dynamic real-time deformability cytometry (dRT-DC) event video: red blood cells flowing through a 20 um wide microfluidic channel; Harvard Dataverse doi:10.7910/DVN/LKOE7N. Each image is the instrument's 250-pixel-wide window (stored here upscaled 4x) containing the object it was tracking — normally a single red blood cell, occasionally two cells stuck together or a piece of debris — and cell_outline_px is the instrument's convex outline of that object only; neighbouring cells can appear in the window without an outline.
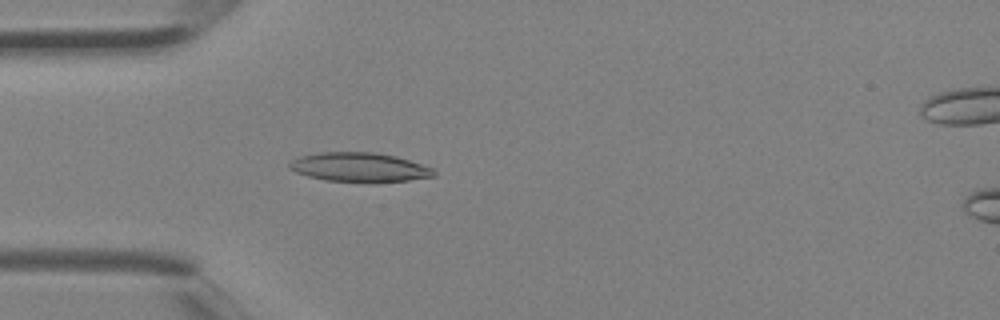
{"species": "Egyptian fruit bat (a non-hibernating species)", "species_latin": "Rousettus aegyptiacus", "temperature_condition": "room temperature", "stored_images_in_passage": 4, "camera_frame_rate_fps": 3000, "um_per_image_px": 0.085, "animal": {"sex": "female"}, "frame": {"image": 1, "passage_image": 3, "time_ms": 0.667, "image_size_px": [1000, 320], "cell_outline_px": [[436, 176], [408, 180], [376, 184], [324, 180], [308, 176], [296, 172], [288, 168], [288, 164], [292, 160], [300, 156], [320, 152], [372, 152], [396, 156], [432, 168], [436, 172]], "centroid_in_image_um": [30.55, 14.24], "position_along_channel_um": 54.5, "area_um2": 25.03}}